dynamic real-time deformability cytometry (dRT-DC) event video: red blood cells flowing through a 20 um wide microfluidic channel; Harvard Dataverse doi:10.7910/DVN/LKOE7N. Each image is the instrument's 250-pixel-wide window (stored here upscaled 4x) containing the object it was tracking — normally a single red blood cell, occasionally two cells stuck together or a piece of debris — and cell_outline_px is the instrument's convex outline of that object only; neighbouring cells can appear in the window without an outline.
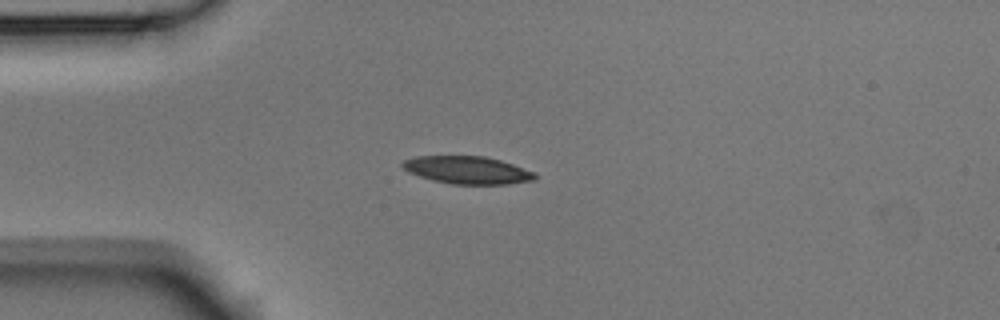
{"species": "Egyptian fruit bat (a non-hibernating species)", "species_latin": "Rousettus aegyptiacus", "temperature_condition": "room temperature", "stored_images_in_passage": 4, "camera_frame_rate_fps": 3000, "um_per_image_px": 0.085, "animal": {"sex": "male"}, "frame": {"image": 1, "passage_image": 3, "time_ms": 0.667, "image_size_px": [1000, 320], "cell_outline_px": [[536, 180], [508, 184], [452, 184], [432, 180], [408, 172], [400, 164], [404, 160], [416, 156], [484, 156], [500, 160], [536, 172]], "centroid_in_image_um": [39.74, 14.46], "position_along_channel_um": 45.3, "area_um2": 21.33}}